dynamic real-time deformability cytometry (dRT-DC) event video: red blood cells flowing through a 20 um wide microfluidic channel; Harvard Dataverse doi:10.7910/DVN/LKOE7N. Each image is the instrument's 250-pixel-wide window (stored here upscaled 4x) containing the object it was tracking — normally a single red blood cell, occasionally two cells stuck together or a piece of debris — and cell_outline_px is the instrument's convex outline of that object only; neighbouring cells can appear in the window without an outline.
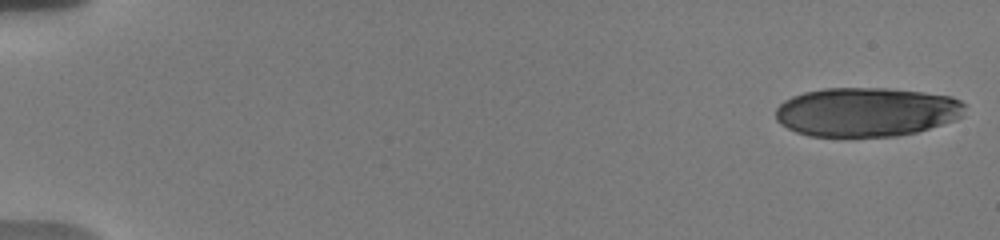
{"species": "human", "species_latin": "Homo sapiens", "temperature_condition": "warm", "stored_images_in_passage": 19, "camera_frame_rate_fps": 3000, "um_per_image_px": 0.085, "donor": {"sex": "male"}, "frame": {"image": 1, "passage_image": 1, "time_ms": 0.0, "image_size_px": [1000, 240], "cell_outline_px": [[964, 116], [956, 120], [916, 132], [896, 136], [808, 136], [796, 132], [780, 124], [776, 120], [776, 108], [784, 100], [792, 96], [804, 92], [824, 88], [888, 88], [924, 92], [952, 96], [960, 100], [964, 104]], "centroid_in_image_um": [73.66, 9.51], "position_along_channel_um": 11.3, "area_um2": 54.45}}